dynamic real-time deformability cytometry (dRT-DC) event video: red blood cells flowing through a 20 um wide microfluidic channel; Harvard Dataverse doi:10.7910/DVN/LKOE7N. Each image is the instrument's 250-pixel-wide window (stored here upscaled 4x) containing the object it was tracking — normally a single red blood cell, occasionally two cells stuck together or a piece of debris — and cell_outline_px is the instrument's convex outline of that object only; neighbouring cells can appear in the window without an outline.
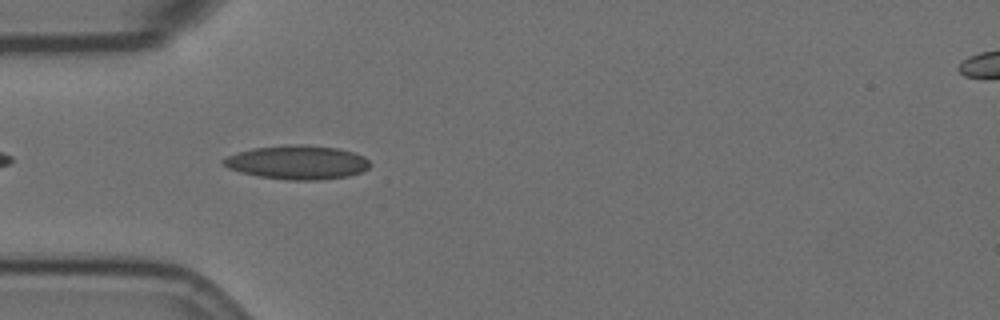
{"species": "Egyptian fruit bat (a non-hibernating species)", "species_latin": "Rousettus aegyptiacus", "temperature_condition": "room temperature", "stored_images_in_passage": 3, "camera_frame_rate_fps": 3000, "um_per_image_px": 0.085, "animal": {"sex": "female"}, "frame": {"image": 1, "passage_image": 1, "time_ms": 0.0, "image_size_px": [1000, 320], "cell_outline_px": [[372, 164], [368, 168], [360, 172], [348, 176], [320, 180], [284, 180], [260, 176], [240, 172], [228, 168], [220, 160], [228, 156], [252, 148], [288, 144], [304, 144], [336, 148], [352, 152], [364, 156]], "centroid_in_image_um": [25.28, 13.8], "position_along_channel_um": 59.7, "area_um2": 28.96}}